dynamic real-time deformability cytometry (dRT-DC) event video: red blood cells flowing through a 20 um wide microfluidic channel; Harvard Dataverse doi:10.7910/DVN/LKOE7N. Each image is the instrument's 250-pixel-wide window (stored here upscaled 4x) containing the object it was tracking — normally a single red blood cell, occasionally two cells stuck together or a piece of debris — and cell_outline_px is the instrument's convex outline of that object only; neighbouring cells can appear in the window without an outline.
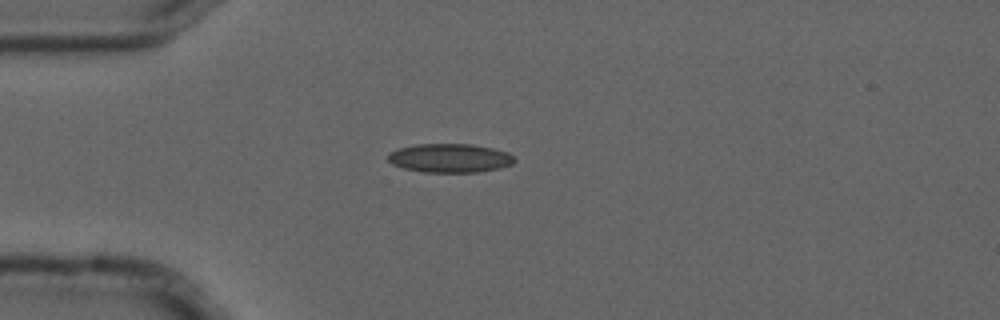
{"species": "common noctule bat (a hibernating species)", "species_latin": "Nyctalus noctula", "temperature_condition": "cold", "stored_images_in_passage": 4, "camera_frame_rate_fps": 3000, "um_per_image_px": 0.085, "animal": {"sex": "male", "forearm_length_mm": 52.5}, "frame": {"image": 1, "passage_image": 1, "time_ms": 0.0, "image_size_px": [1000, 320], "cell_outline_px": [[516, 160], [512, 164], [500, 168], [476, 172], [424, 172], [404, 168], [392, 164], [388, 160], [388, 152], [400, 148], [416, 144], [472, 144], [492, 148], [508, 152]], "centroid_in_image_um": [38.24, 13.43], "position_along_channel_um": 46.8, "area_um2": 21.21}}
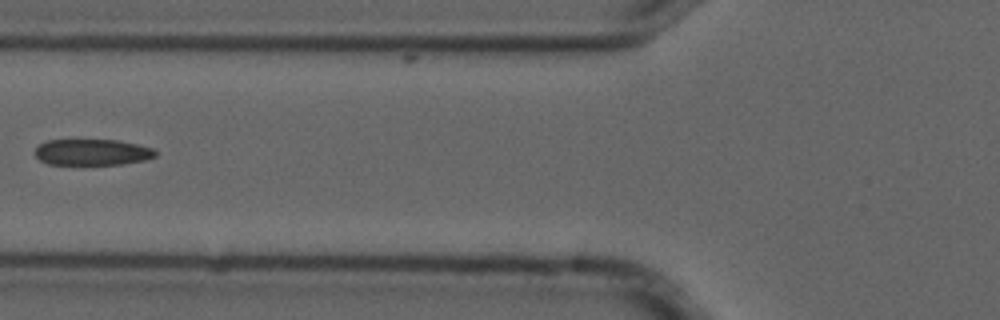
{"frame": {"image": 2, "passage_image": 3, "time_ms": 0.667, "image_size_px": [1000, 320], "cell_outline_px": [[156, 156], [144, 160], [120, 164], [48, 164], [40, 160], [36, 156], [36, 148], [40, 144], [48, 140], [120, 140], [152, 148], [156, 152]], "centroid_in_image_um": [7.84, 12.93], "position_along_channel_um": 118.0, "area_um2": 18.15}}
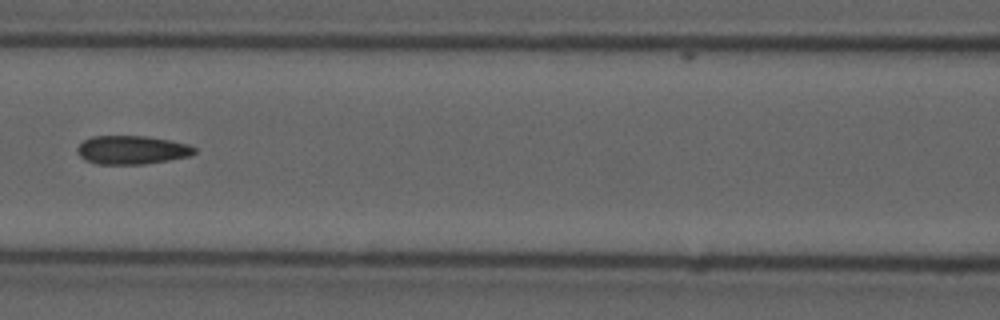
{"frame": {"image": 3, "passage_image": 4, "time_ms": 1.0, "image_size_px": [1000, 320], "cell_outline_px": [[196, 152], [192, 156], [144, 164], [96, 164], [84, 160], [76, 152], [76, 148], [84, 140], [92, 136], [144, 136], [168, 140], [188, 144], [196, 148]], "centroid_in_image_um": [11.2, 12.75], "position_along_channel_um": 155.4, "area_um2": 19.59}}